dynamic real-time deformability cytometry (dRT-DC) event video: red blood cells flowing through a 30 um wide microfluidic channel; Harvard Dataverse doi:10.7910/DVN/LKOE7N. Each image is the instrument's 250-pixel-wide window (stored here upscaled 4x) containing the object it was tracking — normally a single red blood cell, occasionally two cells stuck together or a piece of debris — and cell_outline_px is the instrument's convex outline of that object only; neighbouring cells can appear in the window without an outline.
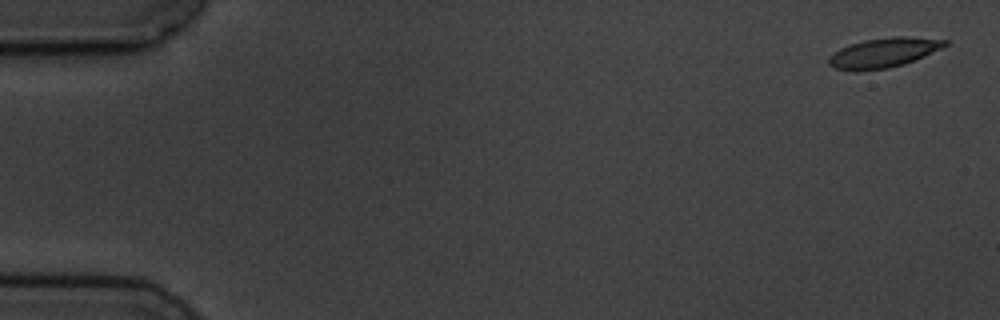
{"species": "common noctule bat (a hibernating species)", "species_latin": "Nyctalus noctula", "temperature_condition": "cold", "stored_images_in_passage": 4, "camera_frame_rate_fps": 3000, "um_per_image_px": 0.085, "animal": {"sex": "male", "body_mass_g": 19.5, "forearm_length_mm": 54.6}, "frame": {"image": 1, "passage_image": 1, "time_ms": 0.0, "image_size_px": [1000, 320], "cell_outline_px": [[948, 44], [924, 56], [904, 64], [888, 68], [856, 72], [836, 68], [828, 64], [828, 60], [840, 48], [864, 40], [896, 36], [908, 36], [948, 40]], "centroid_in_image_um": [75.11, 4.49], "position_along_channel_um": 9.9, "area_um2": 19.88}}
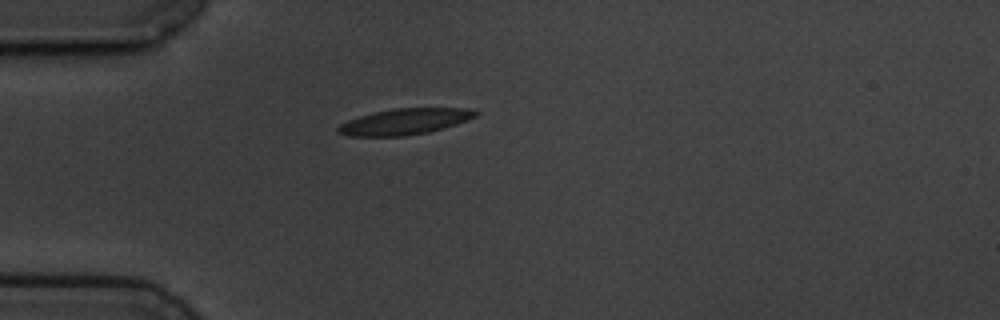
{"frame": {"image": 2, "passage_image": 4, "time_ms": 4.667, "image_size_px": [1000, 320], "cell_outline_px": [[480, 112], [476, 116], [428, 132], [404, 136], [348, 136], [336, 132], [336, 128], [340, 124], [348, 120], [372, 112], [392, 108], [472, 108]], "centroid_in_image_um": [34.33, 10.32], "position_along_channel_um": 50.7, "area_um2": 20.69}}